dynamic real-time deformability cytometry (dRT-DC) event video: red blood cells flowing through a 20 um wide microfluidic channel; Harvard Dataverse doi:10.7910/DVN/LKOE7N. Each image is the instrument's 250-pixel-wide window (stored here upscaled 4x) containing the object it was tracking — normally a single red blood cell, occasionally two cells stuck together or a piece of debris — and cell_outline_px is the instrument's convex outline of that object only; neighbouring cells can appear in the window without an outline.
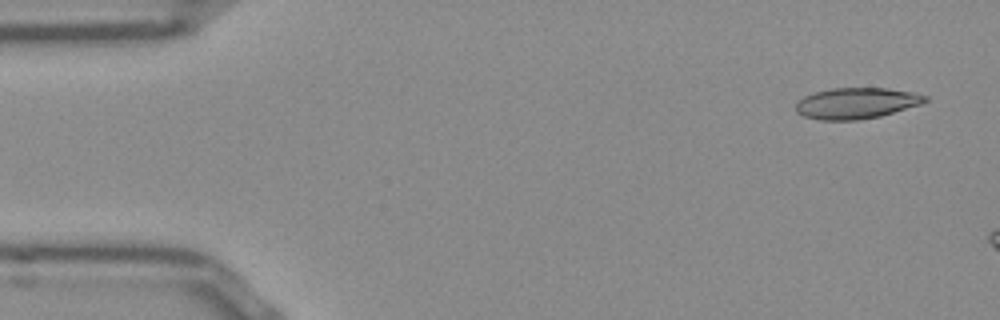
{"species": "Egyptian fruit bat (a non-hibernating species)", "species_latin": "Rousettus aegyptiacus", "temperature_condition": "room temperature", "stored_images_in_passage": 11, "camera_frame_rate_fps": 3000, "um_per_image_px": 0.085, "frame": {"image": 1, "passage_image": 1, "time_ms": 0.0, "image_size_px": [1000, 320], "cell_outline_px": [[928, 100], [920, 104], [880, 116], [856, 120], [820, 120], [804, 116], [796, 112], [796, 104], [804, 96], [816, 92], [832, 88], [888, 88], [912, 92], [928, 96]], "centroid_in_image_um": [72.79, 8.77], "position_along_channel_um": 12.2, "area_um2": 23.18}}